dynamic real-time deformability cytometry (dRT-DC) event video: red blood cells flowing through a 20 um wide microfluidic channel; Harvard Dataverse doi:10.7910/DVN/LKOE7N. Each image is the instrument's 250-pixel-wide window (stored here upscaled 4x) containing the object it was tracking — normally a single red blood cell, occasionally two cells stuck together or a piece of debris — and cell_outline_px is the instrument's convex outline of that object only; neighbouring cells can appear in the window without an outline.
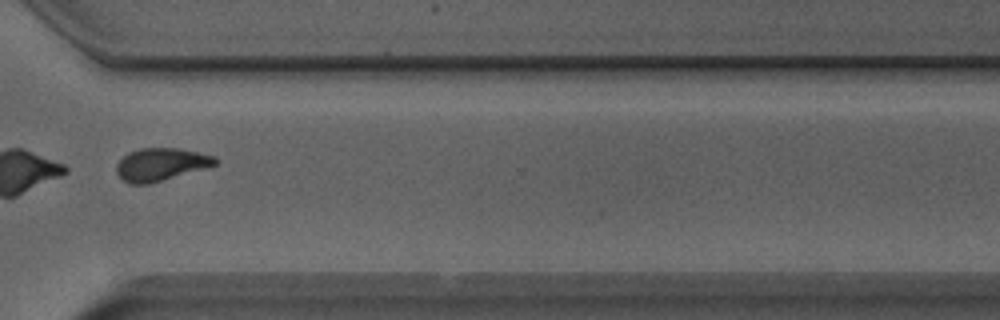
{"species": "Egyptian fruit bat (a non-hibernating species)", "species_latin": "Rousettus aegyptiacus", "temperature_condition": "room temperature", "stored_images_in_passage": 15, "camera_frame_rate_fps": 3000, "um_per_image_px": 0.085, "animal": {"sex": "male"}, "frame": {"image": 1, "passage_image": 12, "time_ms": 3.667, "image_size_px": [1000, 320], "cell_outline_px": [[220, 160], [216, 164], [204, 168], [148, 184], [128, 184], [120, 180], [116, 172], [116, 164], [128, 152], [140, 148], [180, 148], [216, 156]], "centroid_in_image_um": [13.64, 13.97], "position_along_channel_um": 357.0, "area_um2": 18.9}}